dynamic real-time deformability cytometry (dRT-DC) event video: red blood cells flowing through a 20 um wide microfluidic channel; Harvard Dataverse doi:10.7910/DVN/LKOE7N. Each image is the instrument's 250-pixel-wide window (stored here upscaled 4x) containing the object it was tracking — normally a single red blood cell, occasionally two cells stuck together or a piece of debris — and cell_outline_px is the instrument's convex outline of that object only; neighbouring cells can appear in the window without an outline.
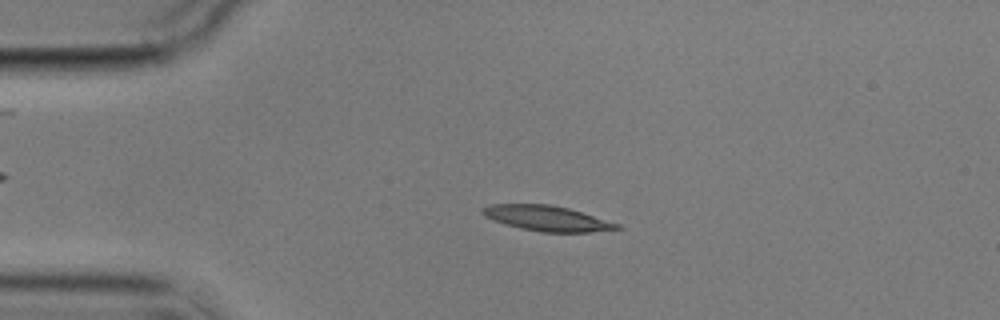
{"species": "common noctule bat (a hibernating species)", "species_latin": "Nyctalus noctula", "temperature_condition": "cold", "stored_images_in_passage": 5, "camera_frame_rate_fps": 3000, "um_per_image_px": 0.085, "animal": {"sex": "male", "body_mass_g": 17.9}, "frame": {"image": 1, "passage_image": 4, "time_ms": 3.667, "image_size_px": [1000, 320], "cell_outline_px": [[624, 228], [588, 232], [540, 232], [520, 228], [504, 224], [484, 216], [480, 212], [480, 208], [488, 204], [548, 204], [568, 208], [620, 224]], "centroid_in_image_um": [46.44, 18.55], "position_along_channel_um": 38.6, "area_um2": 19.83}}